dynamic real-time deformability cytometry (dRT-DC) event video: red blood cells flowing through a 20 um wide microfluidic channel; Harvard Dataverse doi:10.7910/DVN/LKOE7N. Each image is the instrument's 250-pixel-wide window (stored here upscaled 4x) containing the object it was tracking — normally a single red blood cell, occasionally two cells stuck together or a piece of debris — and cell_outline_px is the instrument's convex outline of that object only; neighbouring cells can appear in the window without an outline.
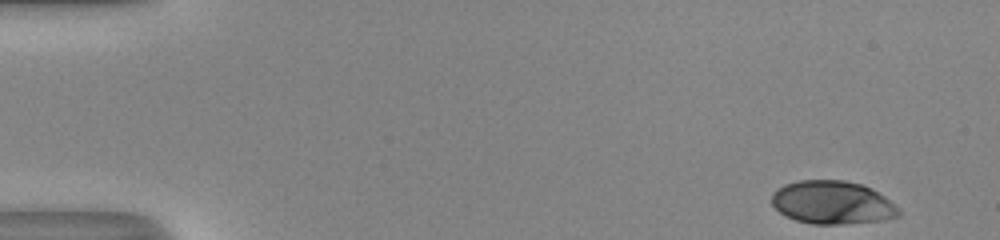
{"species": "human", "species_latin": "Homo sapiens", "temperature_condition": "room temperature", "stored_images_in_passage": 49, "camera_frame_rate_fps": 3000, "um_per_image_px": 0.085, "donor": {"sex": "male"}, "frame": {"image": 1, "passage_image": 1, "time_ms": 0.0, "image_size_px": [1000, 240], "cell_outline_px": [[900, 216], [884, 220], [844, 224], [812, 224], [796, 220], [780, 212], [772, 204], [772, 192], [784, 184], [800, 180], [844, 180], [864, 184], [872, 188], [884, 196], [900, 208]], "centroid_in_image_um": [70.78, 17.21], "position_along_channel_um": 14.2, "area_um2": 32.19}}
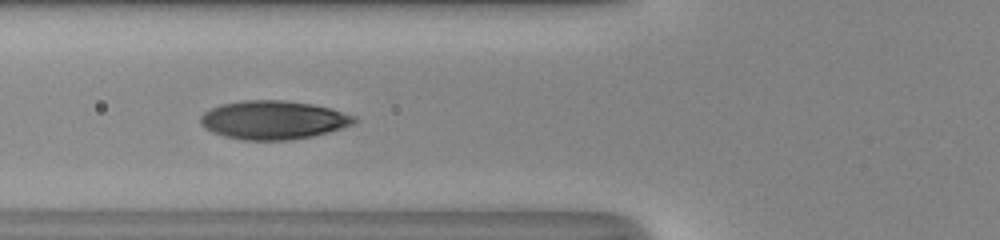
{"frame": {"image": 2, "passage_image": 18, "time_ms": 5.667, "image_size_px": [1000, 240], "cell_outline_px": [[360, 120], [356, 124], [328, 132], [312, 136], [288, 140], [244, 140], [224, 136], [212, 132], [204, 128], [200, 124], [200, 116], [204, 112], [220, 104], [244, 100], [284, 100], [312, 104], [332, 108], [356, 116]], "centroid_in_image_um": [23.26, 10.19], "position_along_channel_um": 102.5, "area_um2": 34.91}}
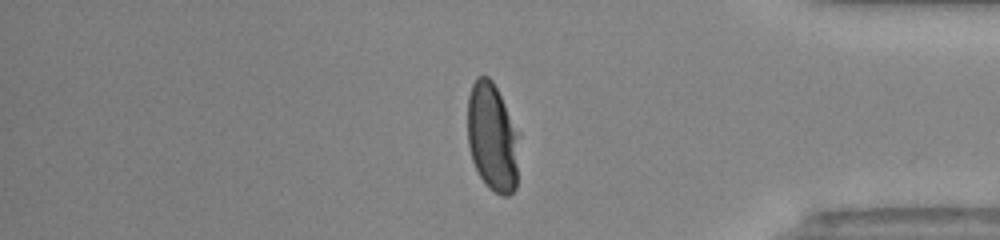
{"frame": {"image": 3, "passage_image": 41, "time_ms": 13.333, "image_size_px": [1000, 240], "cell_outline_px": [[520, 132], [516, 188], [508, 196], [500, 196], [480, 176], [472, 160], [468, 144], [468, 96], [472, 84], [476, 76], [488, 76], [492, 80]], "centroid_in_image_um": [41.88, 11.64], "position_along_channel_um": 393.3, "area_um2": 32.83}, "authors_computed_cell_mechanics": {"area_um2": 33.4662, "velocity_mm_per_s": 4.083, "shape_relaxation_time_tau1_ms": 4.2584, "shape_relaxation_time_tau2_ms": null, "deformation_change_tau1": 0.2232, "deformation_change_tau2": null}}